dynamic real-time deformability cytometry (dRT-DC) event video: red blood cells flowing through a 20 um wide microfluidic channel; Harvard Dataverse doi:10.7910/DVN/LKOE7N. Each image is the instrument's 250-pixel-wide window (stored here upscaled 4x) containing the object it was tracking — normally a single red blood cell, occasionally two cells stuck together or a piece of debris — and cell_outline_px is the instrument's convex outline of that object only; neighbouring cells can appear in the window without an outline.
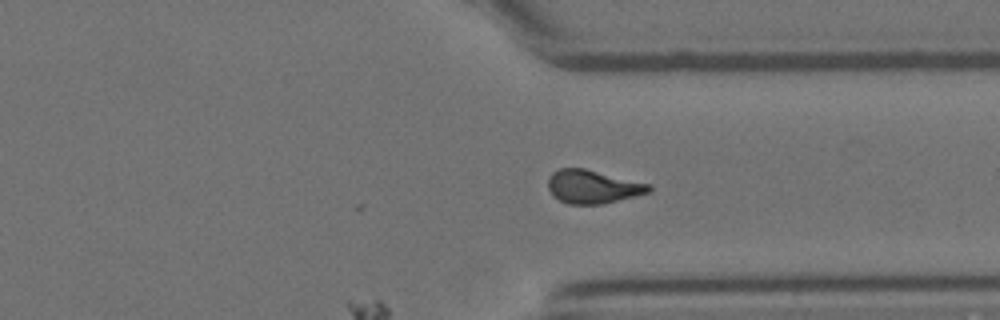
{"species": "Egyptian fruit bat (a non-hibernating species)", "species_latin": "Rousettus aegyptiacus", "temperature_condition": "room temperature", "stored_images_in_passage": 43, "segment_of_instrument_passage": [2, 2], "camera_frame_rate_fps": 3000, "um_per_image_px": 0.085, "animal": {"sex": "female"}, "frame": {"image": 1, "passage_image": 43, "time_ms": 14.0, "image_size_px": [1000, 320], "cell_outline_px": [[652, 192], [604, 204], [568, 204], [552, 196], [548, 188], [548, 176], [552, 172], [560, 168], [584, 168], [648, 184], [652, 188]], "centroid_in_image_um": [50.36, 15.88], "position_along_channel_um": 361.0, "area_um2": 19.65}}